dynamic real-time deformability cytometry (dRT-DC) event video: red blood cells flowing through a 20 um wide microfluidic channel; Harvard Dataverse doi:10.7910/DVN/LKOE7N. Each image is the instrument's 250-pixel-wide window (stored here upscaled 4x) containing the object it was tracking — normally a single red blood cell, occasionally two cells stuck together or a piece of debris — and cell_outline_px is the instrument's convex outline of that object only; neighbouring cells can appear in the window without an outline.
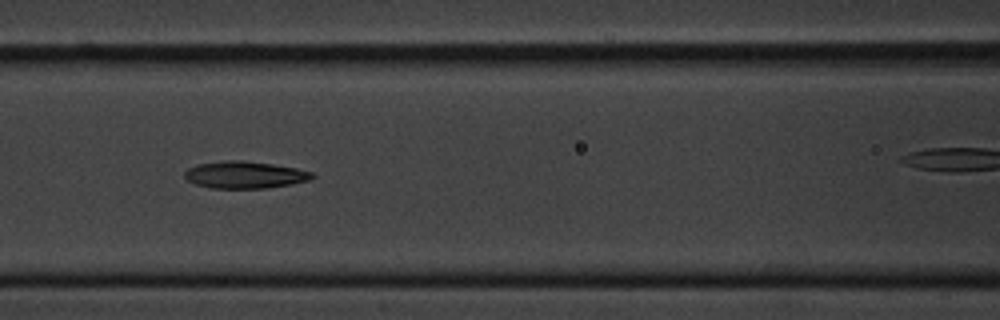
{"species": "common noctule bat (a hibernating species)", "species_latin": "Nyctalus noctula", "temperature_condition": "cold", "stored_images_in_passage": 18, "camera_frame_rate_fps": 3000, "um_per_image_px": 0.085, "animal": {"sex": "male", "body_mass_g": 20.1, "forearm_length_mm": 53.5}, "frame": {"image": 1, "passage_image": 8, "time_ms": 8.0, "image_size_px": [1000, 320], "cell_outline_px": [[316, 176], [312, 180], [292, 184], [264, 188], [212, 188], [196, 184], [188, 180], [184, 176], [184, 172], [188, 168], [200, 164], [224, 160], [244, 160], [272, 164], [296, 168], [312, 172]], "centroid_in_image_um": [20.84, 14.86], "position_along_channel_um": 145.8, "area_um2": 20.11}}
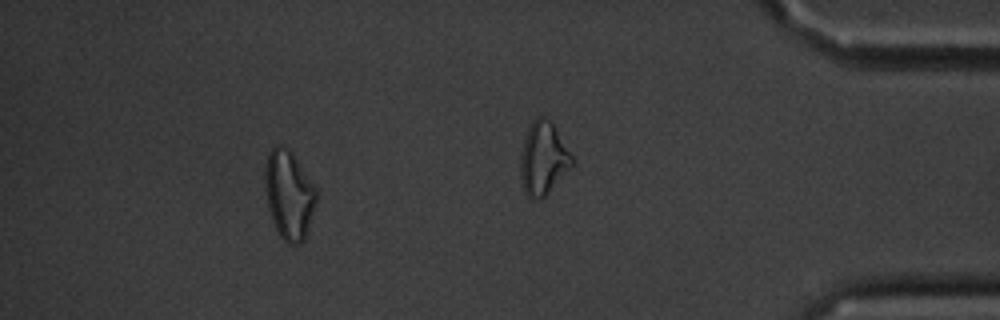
{"frame": {"image": 2, "passage_image": 16, "time_ms": 17.333, "image_size_px": [1000, 320], "cell_outline_px": [[316, 200], [308, 232], [304, 240], [300, 244], [288, 244], [280, 236], [272, 220], [268, 208], [264, 188], [264, 164], [268, 152], [276, 144], [280, 144], [288, 148], [292, 152], [316, 188]], "centroid_in_image_um": [24.53, 16.54], "position_along_channel_um": 410.7, "area_um2": 26.88}, "authors_computed_cell_mechanics": {"area_um2": 19.9121, "velocity_mm_per_s": 3.4472, "shape_relaxation_time_tau1_ms": 2.8149, "shape_relaxation_time_tau2_ms": 10.8304, "deformation_change_tau1": 0.1101, "deformation_change_tau2": 0.2004}}